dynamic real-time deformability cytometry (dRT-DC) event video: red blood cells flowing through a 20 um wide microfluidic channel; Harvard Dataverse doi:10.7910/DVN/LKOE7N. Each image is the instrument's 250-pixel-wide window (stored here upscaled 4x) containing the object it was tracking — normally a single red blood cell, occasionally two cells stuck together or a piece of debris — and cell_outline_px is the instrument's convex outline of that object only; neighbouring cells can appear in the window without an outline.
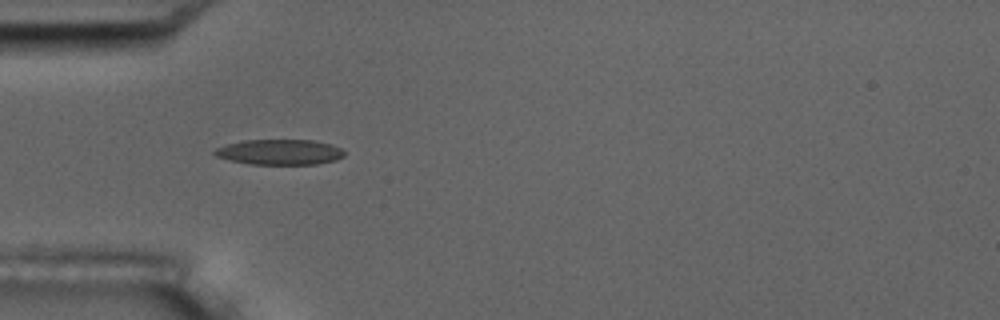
{"species": "common noctule bat (a hibernating species)", "species_latin": "Nyctalus noctula", "temperature_condition": "room temperature", "stored_images_in_passage": 5, "camera_frame_rate_fps": 3000, "um_per_image_px": 0.085, "animal": {"sex": "male", "body_mass_g": 17.5, "forearm_length_mm": 52.3}, "frame": {"image": 1, "passage_image": 4, "time_ms": 4.333, "image_size_px": [1000, 320], "cell_outline_px": [[344, 156], [336, 160], [316, 164], [248, 164], [228, 160], [216, 156], [212, 152], [216, 148], [224, 144], [244, 140], [312, 140], [332, 144], [340, 148], [344, 152]], "centroid_in_image_um": [23.74, 12.92], "position_along_channel_um": 61.3, "area_um2": 19.31}}